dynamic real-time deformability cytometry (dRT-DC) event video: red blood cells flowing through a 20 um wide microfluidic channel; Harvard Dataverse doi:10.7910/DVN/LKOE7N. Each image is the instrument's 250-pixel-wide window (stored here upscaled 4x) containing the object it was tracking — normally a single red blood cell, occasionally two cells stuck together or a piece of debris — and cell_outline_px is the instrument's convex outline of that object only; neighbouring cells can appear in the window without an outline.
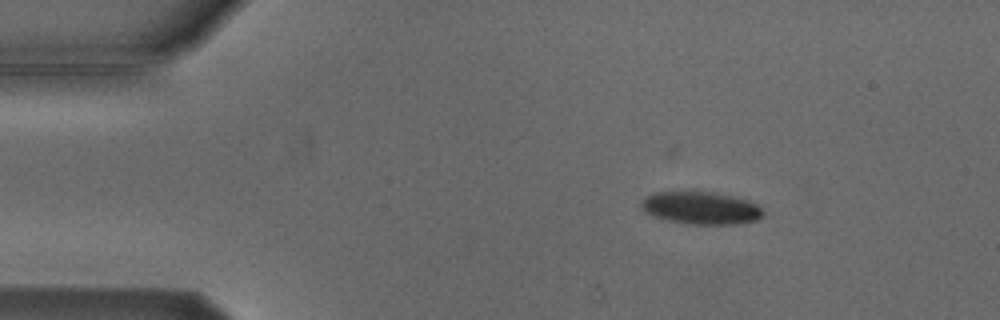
{"species": "Egyptian fruit bat (a non-hibernating species)", "species_latin": "Rousettus aegyptiacus", "temperature_condition": "cold", "stored_images_in_passage": 4, "camera_frame_rate_fps": 3000, "um_per_image_px": 0.085, "animal": {"sex": "male"}, "frame": {"image": 1, "passage_image": 2, "time_ms": 1.0, "image_size_px": [1000, 320], "cell_outline_px": [[764, 212], [756, 220], [736, 224], [688, 224], [668, 220], [652, 216], [644, 212], [640, 204], [648, 196], [656, 192], [696, 188], [720, 192], [748, 200], [756, 204]], "centroid_in_image_um": [59.55, 17.62], "position_along_channel_um": 25.5, "area_um2": 23.93}}